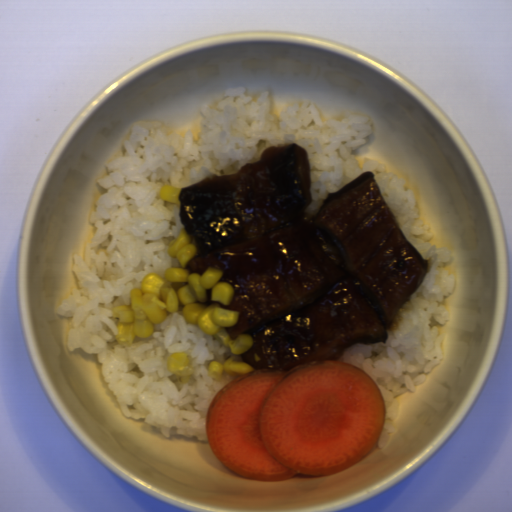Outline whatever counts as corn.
I'll list each match as a JSON object with an SVG mask.
<instances>
[{
  "mask_svg": "<svg viewBox=\"0 0 512 512\" xmlns=\"http://www.w3.org/2000/svg\"><path fill=\"white\" fill-rule=\"evenodd\" d=\"M166 253L176 258L178 265L166 268L163 275L156 272L146 274L140 288L130 289L129 305L112 309L118 346L133 344L135 337H151L156 325L178 313L186 325H195L201 332L215 336L230 350L225 361L208 363L209 377L220 381L224 374L240 377L255 371L240 357L251 348V336L239 335L232 340L225 329L236 325L239 313L224 309L218 303L231 305L235 296L228 282H220L222 271L210 267L201 275L187 274L186 263L195 257L196 244L195 238L183 226L169 241Z\"/></svg>",
  "mask_w": 512,
  "mask_h": 512,
  "instance_id": "1",
  "label": "corn"
},
{
  "mask_svg": "<svg viewBox=\"0 0 512 512\" xmlns=\"http://www.w3.org/2000/svg\"><path fill=\"white\" fill-rule=\"evenodd\" d=\"M165 367L177 379V383L182 386L188 382L190 375L194 373L187 354L183 352L169 354Z\"/></svg>",
  "mask_w": 512,
  "mask_h": 512,
  "instance_id": "2",
  "label": "corn"
},
{
  "mask_svg": "<svg viewBox=\"0 0 512 512\" xmlns=\"http://www.w3.org/2000/svg\"><path fill=\"white\" fill-rule=\"evenodd\" d=\"M180 188H177L170 184H164L159 189V197L164 202L179 205L178 193Z\"/></svg>",
  "mask_w": 512,
  "mask_h": 512,
  "instance_id": "3",
  "label": "corn"
}]
</instances>
